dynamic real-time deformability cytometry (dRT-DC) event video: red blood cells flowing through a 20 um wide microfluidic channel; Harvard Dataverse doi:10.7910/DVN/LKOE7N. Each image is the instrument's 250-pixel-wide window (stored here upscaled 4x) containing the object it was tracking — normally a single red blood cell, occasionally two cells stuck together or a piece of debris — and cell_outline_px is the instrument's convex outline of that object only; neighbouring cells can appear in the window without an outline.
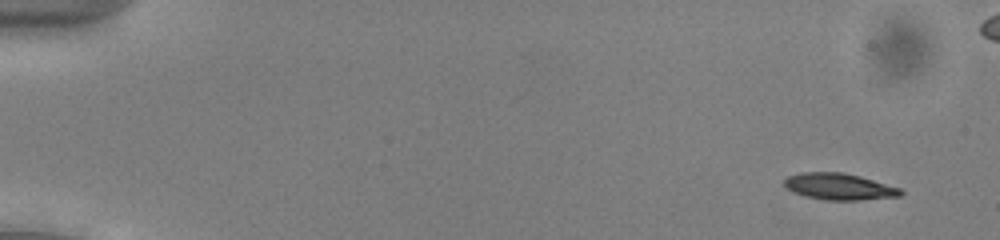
{"species": "common noctule bat (a hibernating species)", "species_latin": "Nyctalus noctula", "temperature_condition": "cold", "stored_images_in_passage": 54, "camera_frame_rate_fps": 3000, "um_per_image_px": 0.085, "animal": {"sex": "male", "body_mass_g": 13.0, "forearm_length_mm": 53.1}, "frame": {"image": 1, "passage_image": 4, "time_ms": 1.0, "image_size_px": [1000, 240], "cell_outline_px": [[904, 192], [900, 196], [860, 200], [824, 200], [808, 196], [796, 192], [788, 188], [784, 184], [784, 180], [788, 176], [800, 172], [844, 172], [860, 176], [900, 188]], "centroid_in_image_um": [71.35, 15.85], "position_along_channel_um": 13.6, "area_um2": 17.8}}
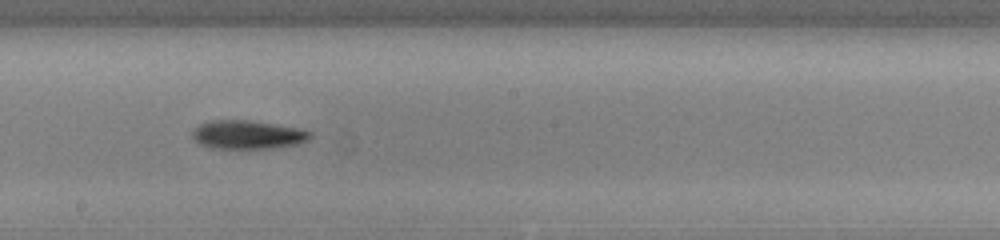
{"frame": {"image": 2, "passage_image": 31, "time_ms": 10.0, "image_size_px": [1000, 240], "cell_outline_px": [[312, 136], [308, 140], [296, 144], [272, 148], [212, 148], [200, 144], [192, 136], [192, 128], [200, 124], [212, 120], [248, 120], [300, 128], [312, 132]], "centroid_in_image_um": [21.04, 11.44], "position_along_channel_um": 227.2, "area_um2": 19.59}}
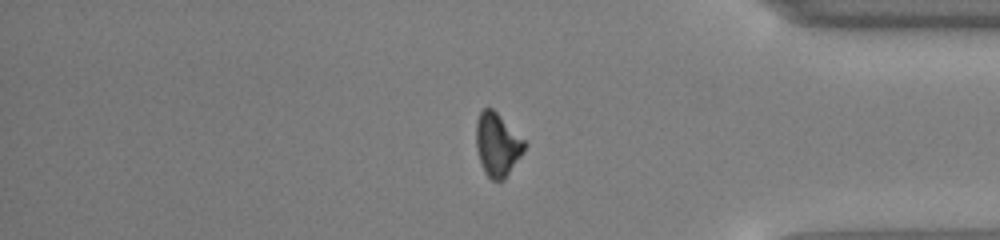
{"frame": {"image": 3, "passage_image": 45, "time_ms": 14.667, "image_size_px": [1000, 240], "cell_outline_px": [[528, 144], [524, 152], [504, 180], [492, 180], [484, 172], [476, 148], [476, 120], [480, 112], [484, 108], [492, 108]], "centroid_in_image_um": [42.28, 12.3], "position_along_channel_um": 392.9, "area_um2": 17.74}, "authors_computed_cell_mechanics": {"area_um2": 18.3226, "velocity_mm_per_s": 3.9413, "shape_relaxation_time_tau1_ms": 2.8481, "shape_relaxation_time_tau2_ms": null, "deformation_change_tau1": 0.1185, "deformation_change_tau2": null}}